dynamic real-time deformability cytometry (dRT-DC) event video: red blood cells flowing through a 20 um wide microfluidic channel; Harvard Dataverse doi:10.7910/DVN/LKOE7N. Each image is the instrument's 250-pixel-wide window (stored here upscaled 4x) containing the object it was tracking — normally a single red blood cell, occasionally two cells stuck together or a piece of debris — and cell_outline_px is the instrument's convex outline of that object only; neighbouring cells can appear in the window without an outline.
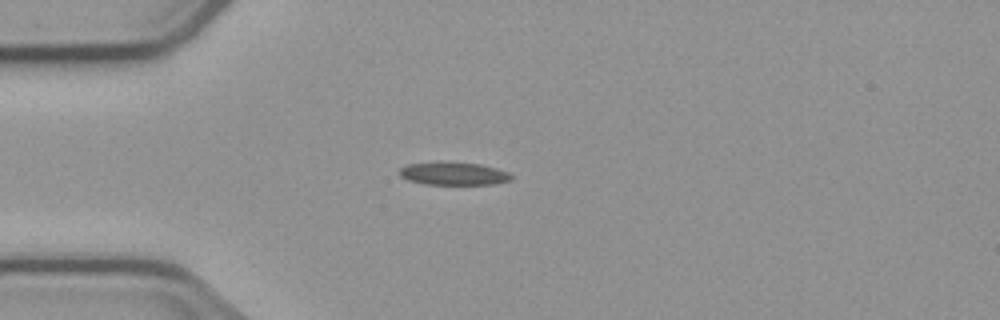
{"species": "common noctule bat (a hibernating species)", "species_latin": "Nyctalus noctula", "temperature_condition": "cold", "stored_images_in_passage": 4, "camera_frame_rate_fps": 3000, "um_per_image_px": 0.085, "animal": {"sex": "male", "body_mass_g": 23.1, "forearm_length_mm": 52.7}, "frame": {"image": 1, "passage_image": 1, "time_ms": 0.0, "image_size_px": [1000, 320], "cell_outline_px": [[512, 180], [496, 184], [424, 184], [408, 180], [400, 176], [400, 168], [408, 164], [444, 160], [448, 160], [480, 164], [496, 168], [508, 172], [512, 176]], "centroid_in_image_um": [38.55, 14.73], "position_along_channel_um": 46.4, "area_um2": 15.32}}
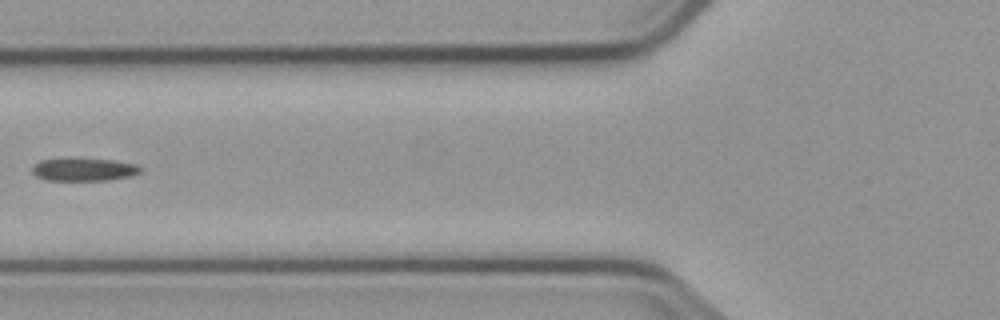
{"frame": {"image": 2, "passage_image": 3, "time_ms": 2.333, "image_size_px": [1000, 320], "cell_outline_px": [[144, 168], [140, 172], [132, 176], [108, 180], [48, 180], [36, 176], [32, 172], [32, 164], [40, 160], [68, 156], [112, 160], [136, 164]], "centroid_in_image_um": [7.09, 14.37], "position_along_channel_um": 118.7, "area_um2": 15.09}}
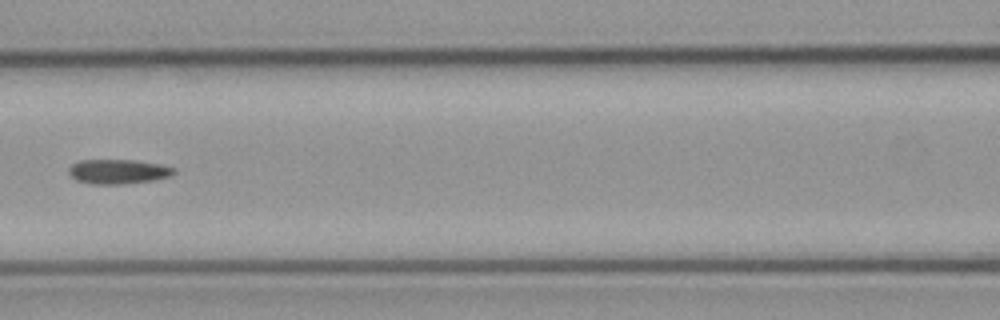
{"frame": {"image": 3, "passage_image": 4, "time_ms": 3.333, "image_size_px": [1000, 320], "cell_outline_px": [[176, 172], [172, 176], [152, 180], [124, 184], [92, 184], [76, 180], [68, 172], [68, 168], [72, 164], [80, 160], [136, 160], [160, 164], [176, 168]], "centroid_in_image_um": [10.06, 14.58], "position_along_channel_um": 156.5, "area_um2": 15.14}}